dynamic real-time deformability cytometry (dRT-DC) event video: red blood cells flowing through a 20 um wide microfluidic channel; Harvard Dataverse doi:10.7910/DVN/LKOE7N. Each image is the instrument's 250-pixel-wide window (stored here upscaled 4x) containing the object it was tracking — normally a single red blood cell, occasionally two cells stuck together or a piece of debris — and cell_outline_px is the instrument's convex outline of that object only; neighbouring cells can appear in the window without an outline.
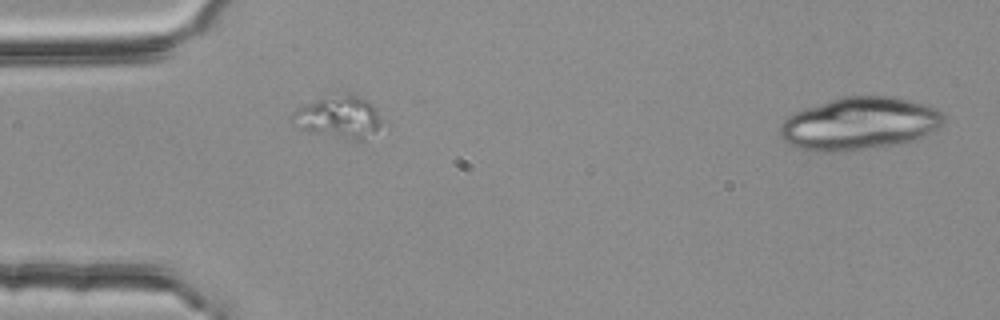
{"species": "common noctule bat (a hibernating species)", "species_latin": "Nyctalus noctula", "temperature_condition": "room temperature", "stored_images_in_passage": 2, "segment_of_instrument_passage": [2, 2], "camera_frame_rate_fps": 3000, "um_per_image_px": 0.085, "animal": {"sex": "female", "body_mass_g": 25.1}, "frame": {"image": 1, "passage_image": 2, "time_ms": 0.333, "image_size_px": [1000, 320], "cell_outline_px": [[944, 120], [936, 128], [920, 136], [896, 144], [832, 152], [812, 152], [788, 144], [780, 136], [780, 124], [788, 116], [804, 108], [844, 96], [888, 96], [912, 100], [936, 108], [944, 116]], "centroid_in_image_um": [72.98, 10.49], "position_along_channel_um": 12.0, "area_um2": 49.48}}